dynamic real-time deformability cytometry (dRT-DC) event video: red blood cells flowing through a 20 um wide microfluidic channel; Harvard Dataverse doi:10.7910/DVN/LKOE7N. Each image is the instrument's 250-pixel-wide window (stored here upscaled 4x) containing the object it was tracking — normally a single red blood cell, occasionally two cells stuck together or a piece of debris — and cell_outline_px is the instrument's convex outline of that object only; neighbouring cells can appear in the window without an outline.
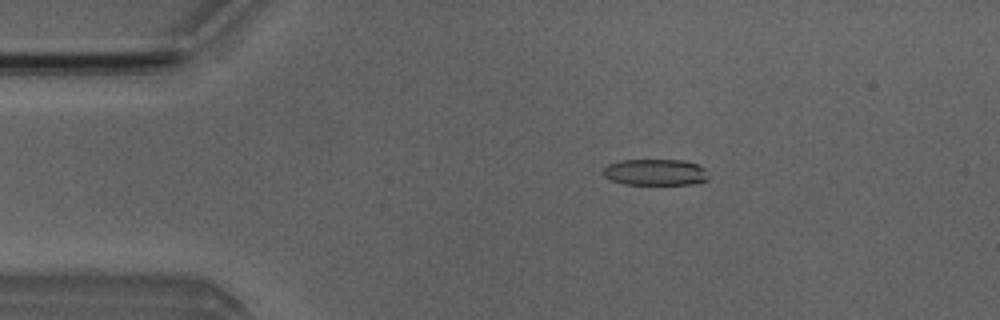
{"species": "Egyptian fruit bat (a non-hibernating species)", "species_latin": "Rousettus aegyptiacus", "temperature_condition": "room temperature", "stored_images_in_passage": 4, "camera_frame_rate_fps": 3000, "um_per_image_px": 0.085, "animal": {"sex": "male"}, "frame": {"image": 1, "passage_image": 2, "time_ms": 2.0, "image_size_px": [1000, 320], "cell_outline_px": [[708, 180], [692, 184], [624, 184], [612, 180], [604, 176], [600, 172], [608, 164], [620, 160], [684, 160], [696, 164], [704, 168], [708, 176]], "centroid_in_image_um": [55.68, 14.64], "position_along_channel_um": 29.3, "area_um2": 16.18}}